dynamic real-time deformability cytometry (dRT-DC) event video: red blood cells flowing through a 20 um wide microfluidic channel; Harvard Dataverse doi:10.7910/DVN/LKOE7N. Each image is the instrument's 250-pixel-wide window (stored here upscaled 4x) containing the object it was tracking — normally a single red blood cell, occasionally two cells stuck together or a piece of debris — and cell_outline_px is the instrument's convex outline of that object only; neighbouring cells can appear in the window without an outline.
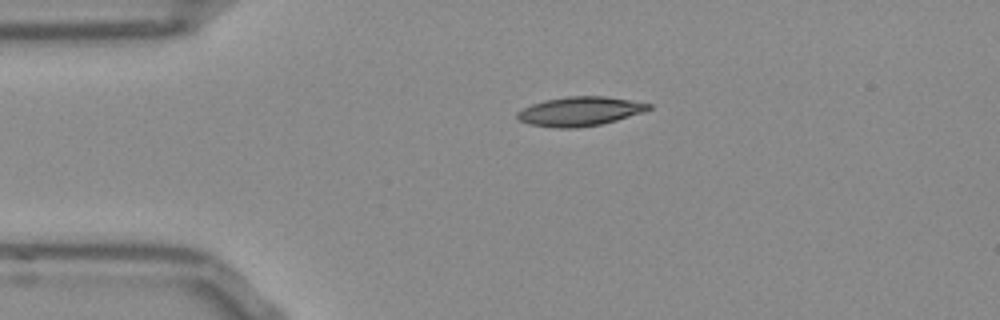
{"species": "Egyptian fruit bat (a non-hibernating species)", "species_latin": "Rousettus aegyptiacus", "temperature_condition": "room temperature", "stored_images_in_passage": 42, "camera_frame_rate_fps": 3000, "um_per_image_px": 0.085, "frame": {"image": 1, "passage_image": 1, "time_ms": 0.0, "image_size_px": [1000, 320], "cell_outline_px": [[652, 108], [616, 120], [600, 124], [576, 128], [556, 128], [528, 124], [520, 120], [516, 116], [516, 112], [532, 104], [544, 100], [568, 96], [604, 96], [652, 104]], "centroid_in_image_um": [49.24, 9.46], "position_along_channel_um": 35.8, "area_um2": 22.08}}
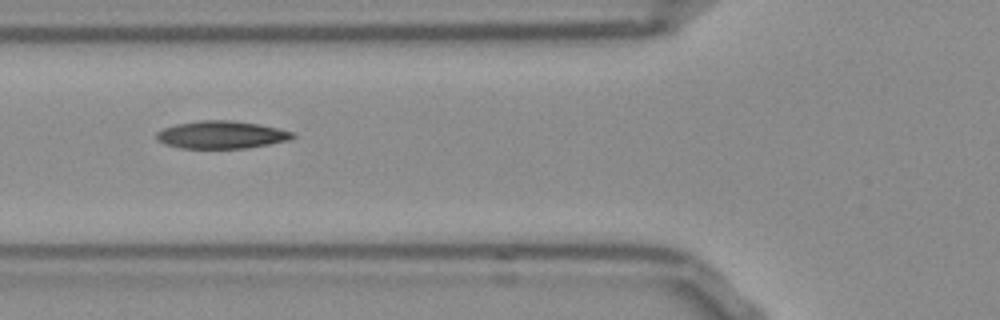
{"frame": {"image": 2, "passage_image": 9, "time_ms": 2.667, "image_size_px": [1000, 320], "cell_outline_px": [[296, 136], [288, 140], [268, 144], [244, 148], [180, 148], [164, 144], [156, 140], [156, 132], [164, 128], [176, 124], [200, 120], [232, 120], [260, 124], [280, 128], [296, 132]], "centroid_in_image_um": [18.83, 11.45], "position_along_channel_um": 107.0, "area_um2": 22.08}}
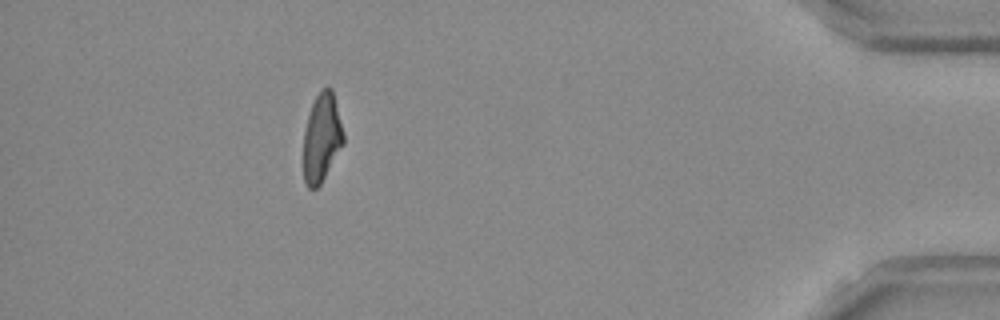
{"frame": {"image": 3, "passage_image": 37, "time_ms": 12.0, "image_size_px": [1000, 320], "cell_outline_px": [[344, 144], [320, 184], [316, 188], [308, 188], [304, 180], [304, 132], [308, 116], [312, 104], [316, 96], [324, 88], [332, 88], [344, 132]], "centroid_in_image_um": [27.36, 11.71], "position_along_channel_um": 407.8, "area_um2": 20.4}, "authors_computed_cell_mechanics": {"area_um2": 21.5305, "velocity_mm_per_s": 3.8457, "shape_relaxation_time_tau1_ms": 10.0879, "shape_relaxation_time_tau2_ms": 3.3884, "deformation_change_tau1": 0.2514, "deformation_change_tau2": 0.1053}}